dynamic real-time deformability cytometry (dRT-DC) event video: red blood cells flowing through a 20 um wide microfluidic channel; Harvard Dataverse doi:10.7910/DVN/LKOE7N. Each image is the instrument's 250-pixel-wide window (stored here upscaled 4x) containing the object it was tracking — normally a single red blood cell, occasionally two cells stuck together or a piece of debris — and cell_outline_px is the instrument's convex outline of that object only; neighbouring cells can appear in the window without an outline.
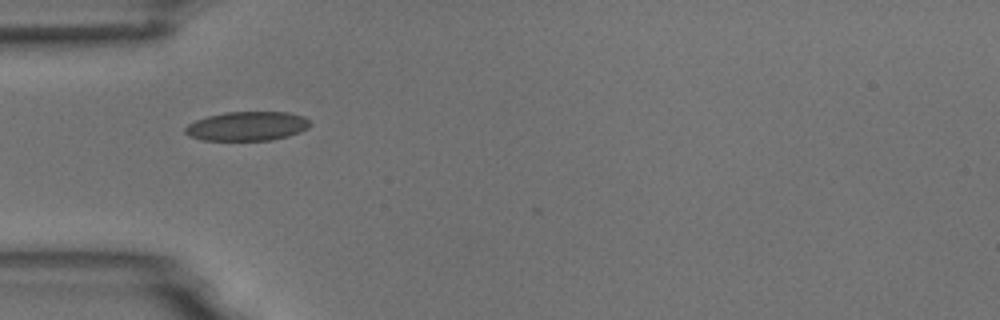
{"species": "common noctule bat (a hibernating species)", "species_latin": "Nyctalus noctula", "temperature_condition": "room temperature", "stored_images_in_passage": 32, "camera_frame_rate_fps": 3000, "um_per_image_px": 0.085, "animal": {"sex": "male", "body_mass_g": 18.8}, "frame": {"image": 1, "passage_image": 1, "time_ms": 0.0, "image_size_px": [1000, 320], "cell_outline_px": [[312, 124], [308, 128], [300, 132], [288, 136], [272, 140], [204, 140], [188, 136], [184, 132], [184, 128], [188, 124], [196, 120], [208, 116], [224, 112], [288, 112], [304, 116]], "centroid_in_image_um": [21.01, 10.72], "position_along_channel_um": 64.0, "area_um2": 21.33}}
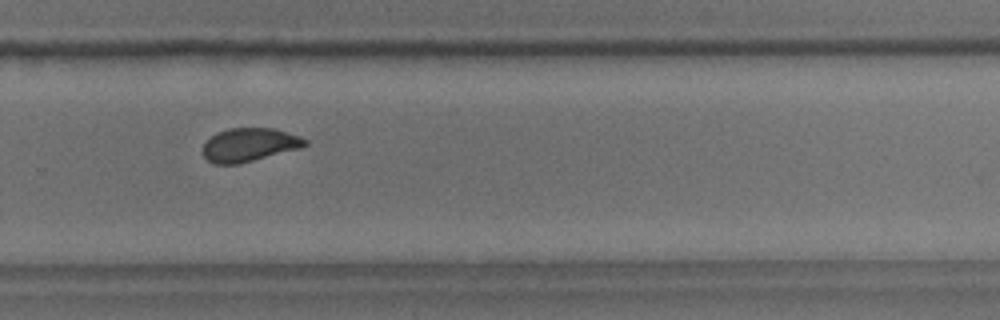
{"frame": {"image": 2, "passage_image": 21, "time_ms": 6.667, "image_size_px": [1000, 320], "cell_outline_px": [[308, 144], [300, 148], [240, 164], [212, 164], [204, 156], [204, 144], [216, 132], [228, 128], [272, 128], [300, 136], [308, 140]], "centroid_in_image_um": [21.2, 12.31], "position_along_channel_um": 308.6, "area_um2": 19.88}}
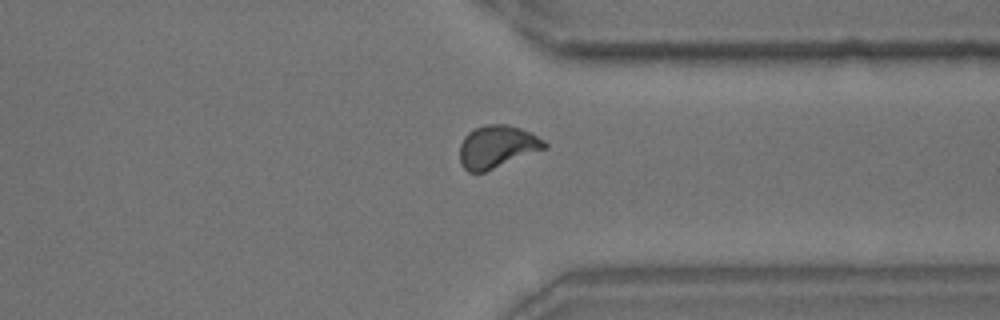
{"frame": {"image": 3, "passage_image": 26, "time_ms": 8.333, "image_size_px": [1000, 320], "cell_outline_px": [[548, 148], [484, 172], [468, 172], [460, 164], [460, 144], [464, 136], [468, 132], [484, 124], [508, 124], [532, 132], [544, 140], [548, 144]], "centroid_in_image_um": [42.27, 12.46], "position_along_channel_um": 369.1, "area_um2": 21.27}, "authors_computed_cell_mechanics": {"area_um2": 20.23, "velocity_mm_per_s": 3.68, "shape_relaxation_time_tau1_ms": 5.6358, "shape_relaxation_time_tau2_ms": 1.0665, "deformation_change_tau1": 0.1269, "deformation_change_tau2": 0.0708}}